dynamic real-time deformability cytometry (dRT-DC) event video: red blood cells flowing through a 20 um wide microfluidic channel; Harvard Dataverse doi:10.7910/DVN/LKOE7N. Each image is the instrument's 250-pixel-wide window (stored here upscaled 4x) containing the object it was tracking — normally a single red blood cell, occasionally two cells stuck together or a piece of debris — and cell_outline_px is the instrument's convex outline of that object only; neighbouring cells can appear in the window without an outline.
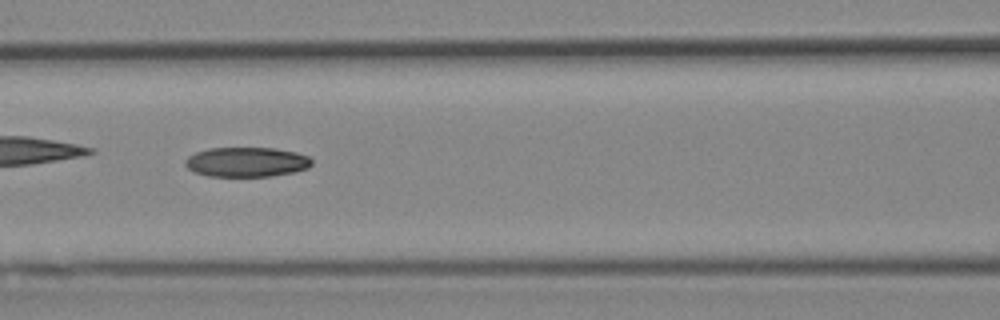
{"species": "Egyptian fruit bat (a non-hibernating species)", "species_latin": "Rousettus aegyptiacus", "temperature_condition": "cold", "stored_images_in_passage": 51, "camera_frame_rate_fps": 3000, "um_per_image_px": 0.085, "animal": {"sex": "female"}, "frame": {"image": 1, "passage_image": 22, "time_ms": 7.0, "image_size_px": [1000, 320], "cell_outline_px": [[312, 164], [308, 168], [296, 172], [272, 176], [208, 176], [192, 172], [184, 164], [184, 160], [188, 156], [196, 152], [208, 148], [276, 148], [296, 152], [308, 156], [312, 160]], "centroid_in_image_um": [20.95, 13.77], "position_along_channel_um": 145.6, "area_um2": 22.14}}